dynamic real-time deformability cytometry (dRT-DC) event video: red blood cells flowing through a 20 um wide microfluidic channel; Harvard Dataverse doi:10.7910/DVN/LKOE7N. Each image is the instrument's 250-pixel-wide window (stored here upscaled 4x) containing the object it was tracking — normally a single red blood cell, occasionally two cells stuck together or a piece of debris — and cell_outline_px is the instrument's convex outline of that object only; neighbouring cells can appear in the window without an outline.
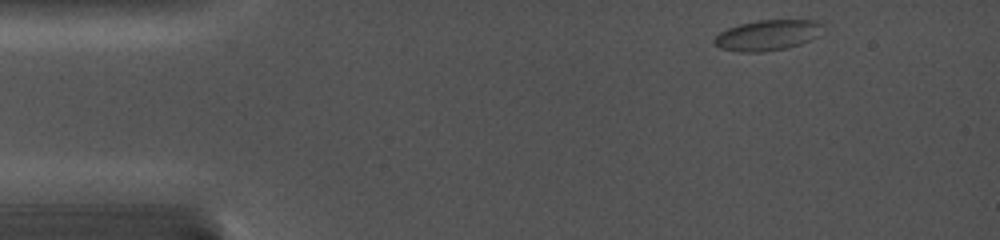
{"species": "common noctule bat (a hibernating species)", "species_latin": "Nyctalus noctula", "temperature_condition": "cold", "stored_images_in_passage": 46, "camera_frame_rate_fps": 5000, "um_per_image_px": 0.085, "animal": {"sex": "female", "body_mass_g": 19.0, "forearm_length_mm": 56.7}, "frame": {"image": 1, "passage_image": 1, "time_ms": 0.0, "image_size_px": [1000, 240], "cell_outline_px": [[828, 28], [816, 36], [800, 44], [788, 48], [760, 52], [740, 52], [720, 48], [712, 40], [720, 32], [728, 28], [740, 24], [756, 20], [816, 20], [824, 24]], "centroid_in_image_um": [65.29, 2.98], "position_along_channel_um": 19.7, "area_um2": 19.48}}
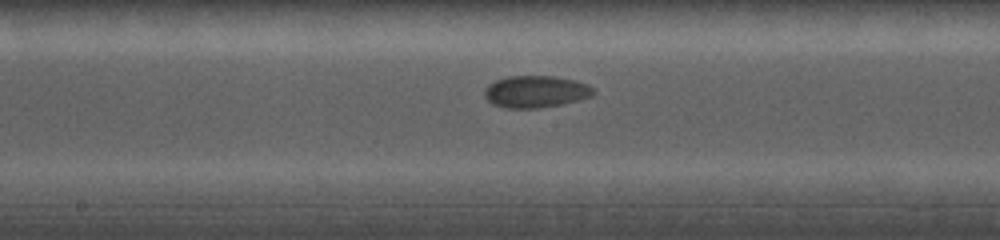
{"frame": {"image": 2, "passage_image": 23, "time_ms": 7.4, "image_size_px": [1000, 240], "cell_outline_px": [[596, 92], [592, 96], [564, 104], [536, 108], [504, 108], [492, 104], [484, 96], [484, 88], [488, 84], [496, 80], [508, 76], [556, 76], [588, 84]], "centroid_in_image_um": [45.51, 7.79], "position_along_channel_um": 202.7, "area_um2": 20.4}}
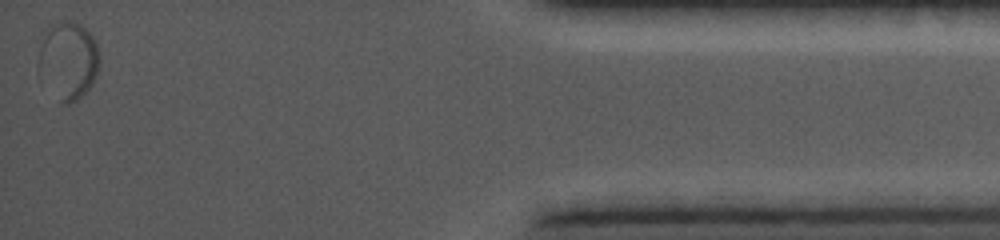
{"frame": {"image": 3, "passage_image": 46, "time_ms": 15.2, "image_size_px": [1000, 240], "cell_outline_px": [[100, 60], [92, 84], [76, 100], [68, 104], [64, 104], [60, 100], [36, 64], [44, 28], [64, 20], [68, 20], [80, 24], [92, 36], [96, 44]], "centroid_in_image_um": [5.79, 5.06], "position_along_channel_um": 429.4, "area_um2": 26.99}}